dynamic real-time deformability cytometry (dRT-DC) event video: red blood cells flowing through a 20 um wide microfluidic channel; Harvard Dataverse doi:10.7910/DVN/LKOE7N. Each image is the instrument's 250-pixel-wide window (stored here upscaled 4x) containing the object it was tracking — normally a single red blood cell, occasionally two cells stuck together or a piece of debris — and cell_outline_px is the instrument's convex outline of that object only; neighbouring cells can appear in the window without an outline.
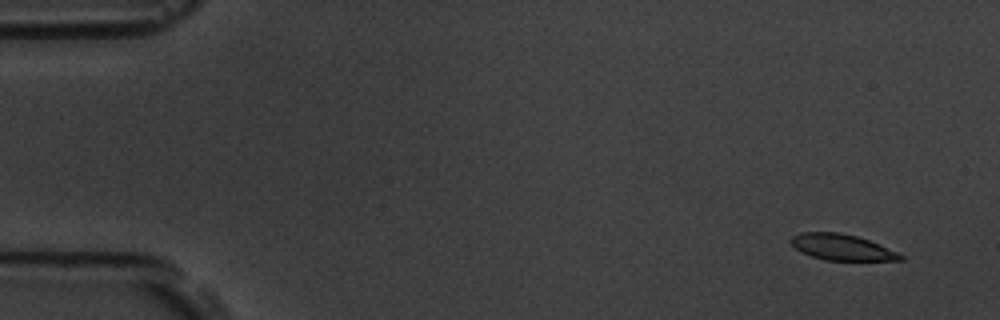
{"species": "common noctule bat (a hibernating species)", "species_latin": "Nyctalus noctula", "temperature_condition": "room temperature", "stored_images_in_passage": 6, "camera_frame_rate_fps": 3000, "um_per_image_px": 0.085, "animal": {"sex": "male", "body_mass_g": 19.5, "forearm_length_mm": 54.6}, "frame": {"image": 1, "passage_image": 1, "time_ms": 0.0, "image_size_px": [1000, 320], "cell_outline_px": [[904, 260], [824, 260], [800, 252], [788, 240], [792, 236], [800, 232], [840, 232], [856, 236], [868, 240], [896, 252], [904, 256]], "centroid_in_image_um": [71.5, 21.01], "position_along_channel_um": 13.5, "area_um2": 16.42}}
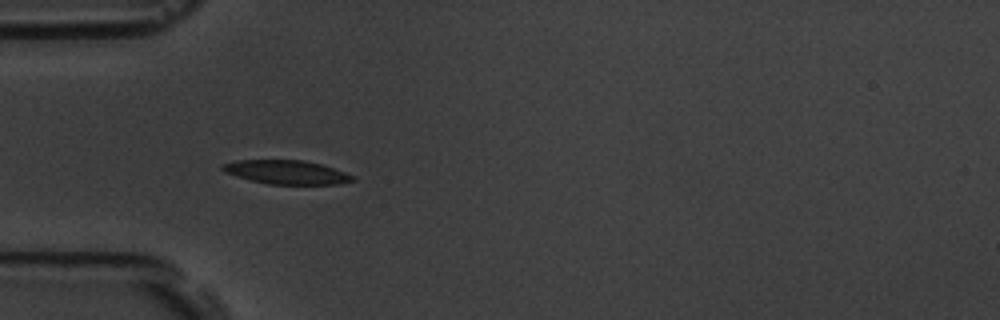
{"frame": {"image": 2, "passage_image": 5, "time_ms": 4.667, "image_size_px": [1000, 320], "cell_outline_px": [[356, 180], [340, 184], [268, 184], [236, 176], [224, 172], [220, 168], [220, 164], [236, 160], [304, 160], [320, 164], [344, 172], [352, 176]], "centroid_in_image_um": [24.3, 14.63], "position_along_channel_um": 60.7, "area_um2": 17.98}}
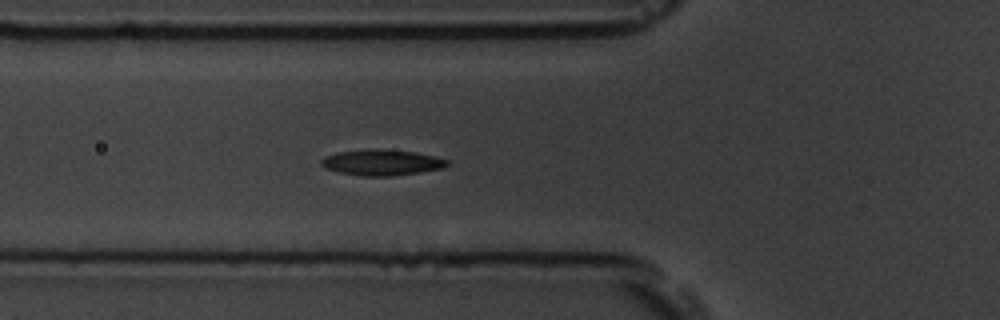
{"frame": {"image": 3, "passage_image": 6, "time_ms": 5.667, "image_size_px": [1000, 320], "cell_outline_px": [[448, 164], [444, 168], [420, 172], [392, 176], [360, 176], [340, 172], [324, 168], [320, 164], [320, 160], [324, 156], [340, 152], [376, 148], [412, 152], [432, 156], [448, 160]], "centroid_in_image_um": [32.41, 13.82], "position_along_channel_um": 93.4, "area_um2": 18.84}}